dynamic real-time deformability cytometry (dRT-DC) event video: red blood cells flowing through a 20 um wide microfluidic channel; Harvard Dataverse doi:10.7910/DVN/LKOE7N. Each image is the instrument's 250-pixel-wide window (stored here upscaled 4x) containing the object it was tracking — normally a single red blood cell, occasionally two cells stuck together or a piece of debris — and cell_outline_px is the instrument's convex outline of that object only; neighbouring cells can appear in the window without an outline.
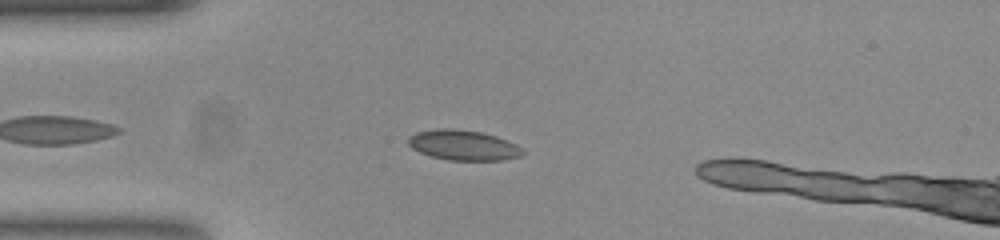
{"species": "common noctule bat (a hibernating species)", "species_latin": "Nyctalus noctula", "temperature_condition": "room temperature", "stored_images_in_passage": 41, "camera_frame_rate_fps": 3000, "um_per_image_px": 0.085, "animal": {"sex": "female", "body_mass_g": 23.0, "forearm_length_mm": 53.4}, "frame": {"image": 1, "passage_image": 7, "time_ms": 2.0, "image_size_px": [1000, 240], "cell_outline_px": [[524, 152], [520, 156], [500, 160], [448, 160], [432, 156], [420, 152], [412, 148], [408, 144], [408, 136], [416, 132], [436, 128], [452, 128], [480, 132], [496, 136], [516, 144]], "centroid_in_image_um": [39.34, 12.33], "position_along_channel_um": 45.7, "area_um2": 20.0}}
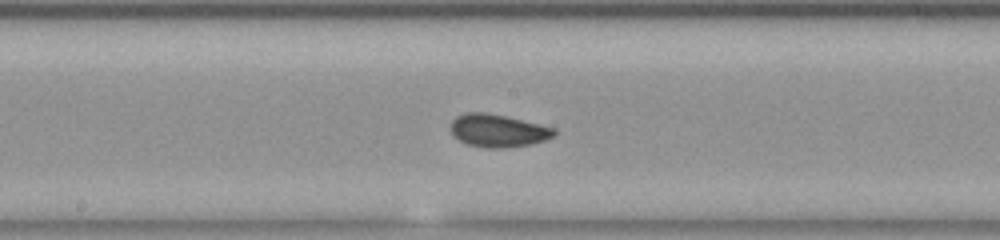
{"frame": {"image": 2, "passage_image": 21, "time_ms": 6.667, "image_size_px": [1000, 240], "cell_outline_px": [[556, 132], [552, 136], [544, 140], [532, 144], [504, 148], [488, 148], [468, 144], [452, 136], [452, 120], [456, 116], [464, 112], [488, 112], [540, 124], [556, 128]], "centroid_in_image_um": [42.32, 11.09], "position_along_channel_um": 205.9, "area_um2": 19.77}}
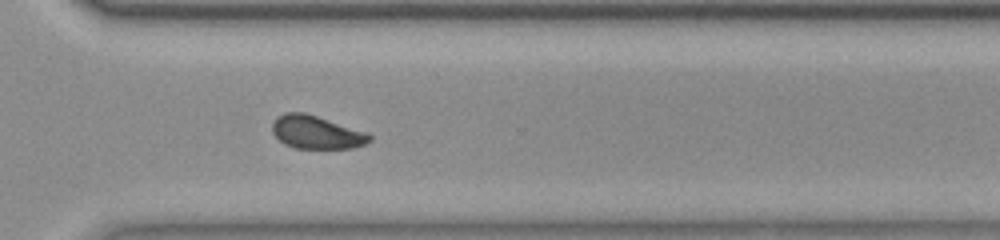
{"frame": {"image": 3, "passage_image": 32, "time_ms": 10.333, "image_size_px": [1000, 240], "cell_outline_px": [[372, 140], [364, 144], [352, 148], [296, 148], [284, 144], [272, 132], [272, 124], [276, 116], [284, 112], [304, 112], [368, 132], [372, 136]], "centroid_in_image_um": [26.89, 11.23], "position_along_channel_um": 343.7, "area_um2": 18.84}, "authors_computed_cell_mechanics": {"area_um2": 19.1318, "velocity_mm_per_s": 3.7588, "shape_relaxation_time_tau1_ms": 5.6406, "shape_relaxation_time_tau2_ms": 0.8474, "deformation_change_tau1": 0.1281, "deformation_change_tau2": 0.0412}}